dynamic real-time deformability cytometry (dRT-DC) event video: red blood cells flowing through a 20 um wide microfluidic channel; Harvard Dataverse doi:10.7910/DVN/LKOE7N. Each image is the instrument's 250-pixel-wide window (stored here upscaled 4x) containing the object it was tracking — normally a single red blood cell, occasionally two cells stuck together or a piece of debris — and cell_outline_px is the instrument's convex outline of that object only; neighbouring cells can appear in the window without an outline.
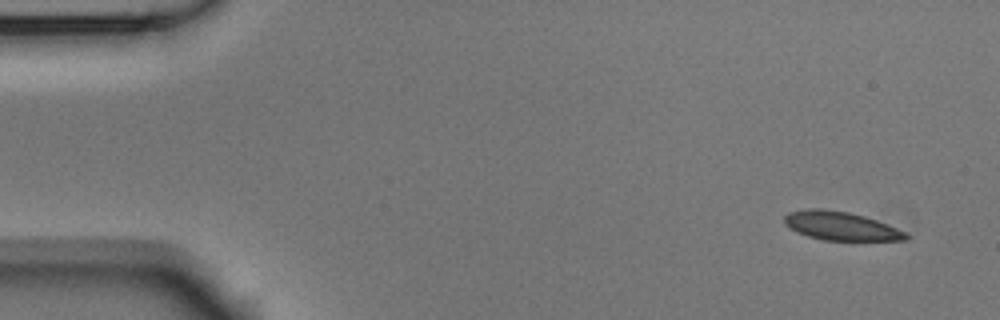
{"species": "Egyptian fruit bat (a non-hibernating species)", "species_latin": "Rousettus aegyptiacus", "temperature_condition": "room temperature", "stored_images_in_passage": 5, "camera_frame_rate_fps": 3000, "um_per_image_px": 0.085, "animal": {"sex": "male"}, "frame": {"image": 1, "passage_image": 1, "time_ms": 0.0, "image_size_px": [1000, 320], "cell_outline_px": [[908, 240], [824, 240], [808, 236], [796, 232], [788, 228], [784, 224], [784, 216], [788, 212], [804, 208], [820, 208], [848, 212], [864, 216], [888, 224], [908, 232]], "centroid_in_image_um": [71.44, 19.2], "position_along_channel_um": 13.6, "area_um2": 20.46}}
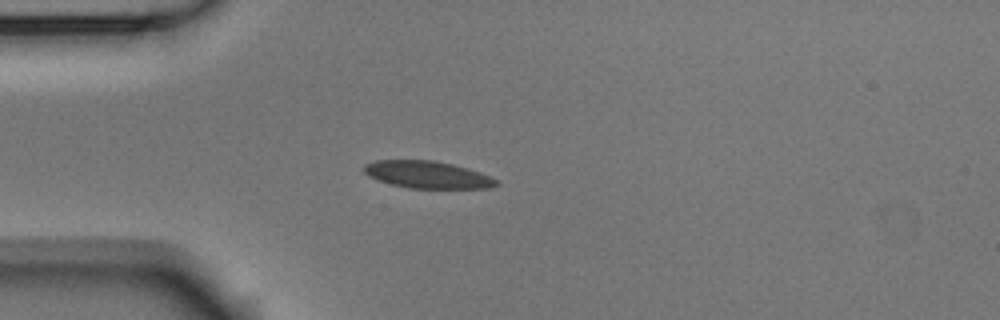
{"frame": {"image": 2, "passage_image": 4, "time_ms": 1.0, "image_size_px": [1000, 320], "cell_outline_px": [[500, 184], [492, 188], [408, 188], [376, 180], [368, 176], [364, 172], [364, 164], [376, 160], [432, 160], [452, 164], [468, 168], [480, 172], [496, 180]], "centroid_in_image_um": [36.31, 14.85], "position_along_channel_um": 48.7, "area_um2": 20.98}}